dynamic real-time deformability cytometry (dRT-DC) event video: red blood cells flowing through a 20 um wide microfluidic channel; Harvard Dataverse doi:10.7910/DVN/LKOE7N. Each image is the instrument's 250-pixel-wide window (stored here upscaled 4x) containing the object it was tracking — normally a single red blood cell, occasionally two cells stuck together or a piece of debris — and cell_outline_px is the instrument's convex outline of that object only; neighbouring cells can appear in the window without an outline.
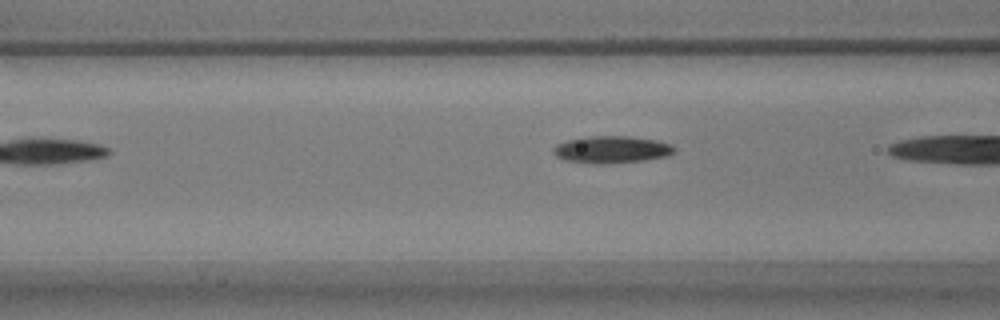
{"species": "common noctule bat (a hibernating species)", "species_latin": "Nyctalus noctula", "temperature_condition": "warm", "stored_images_in_passage": 7, "camera_frame_rate_fps": 3000, "um_per_image_px": 0.085, "animal": {"sex": "male", "body_mass_g": 17.9}, "frame": {"image": 1, "passage_image": 6, "time_ms": 1.667, "image_size_px": [1000, 320], "cell_outline_px": [[676, 152], [668, 156], [644, 160], [608, 164], [592, 164], [564, 160], [556, 156], [552, 152], [552, 148], [556, 144], [568, 140], [592, 136], [628, 136], [656, 140], [672, 144], [676, 148]], "centroid_in_image_um": [52.0, 12.72], "position_along_channel_um": 114.6, "area_um2": 19.36}}